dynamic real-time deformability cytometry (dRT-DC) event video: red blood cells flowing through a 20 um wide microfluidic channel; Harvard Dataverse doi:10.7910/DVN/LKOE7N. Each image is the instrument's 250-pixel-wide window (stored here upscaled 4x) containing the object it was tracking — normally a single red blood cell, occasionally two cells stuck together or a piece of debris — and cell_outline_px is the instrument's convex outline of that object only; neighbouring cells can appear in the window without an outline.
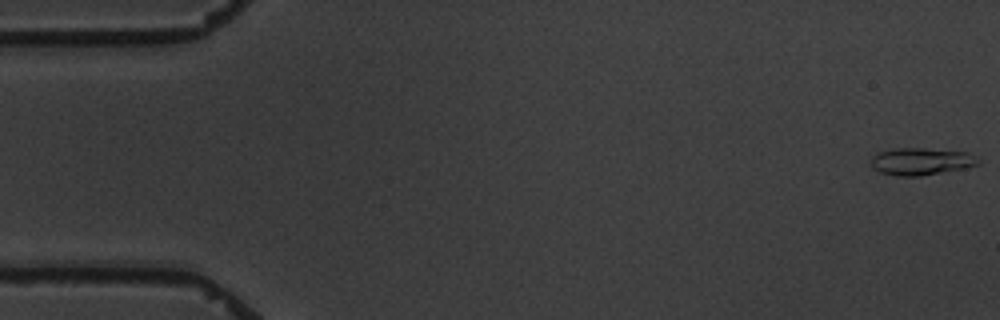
{"species": "common noctule bat (a hibernating species)", "species_latin": "Nyctalus noctula", "temperature_condition": "warm", "stored_images_in_passage": 9, "camera_frame_rate_fps": 3000, "um_per_image_px": 0.085, "animal": {"sex": "male", "body_mass_g": 19.5, "forearm_length_mm": 54.6}, "frame": {"image": 1, "passage_image": 1, "time_ms": 0.0, "image_size_px": [1000, 320], "cell_outline_px": [[980, 164], [964, 168], [920, 176], [896, 176], [880, 172], [872, 164], [872, 156], [876, 152], [892, 148], [924, 148], [968, 152], [976, 156], [980, 160]], "centroid_in_image_um": [78.31, 13.71], "position_along_channel_um": 6.7, "area_um2": 17.05}}
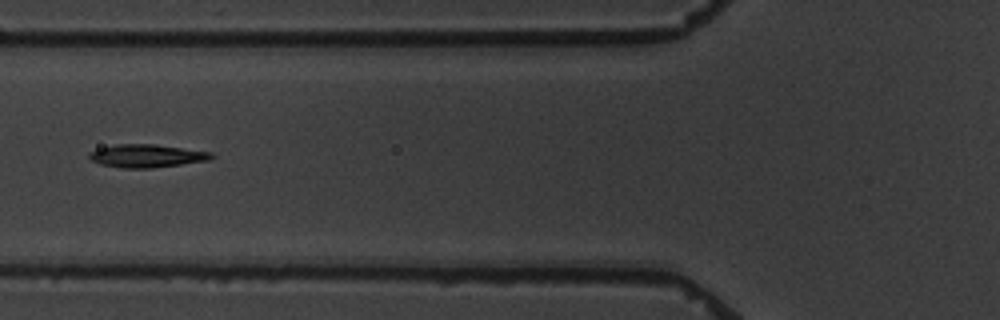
{"frame": {"image": 2, "passage_image": 7, "time_ms": 7.0, "image_size_px": [1000, 320], "cell_outline_px": [[216, 156], [208, 160], [152, 168], [124, 168], [100, 164], [92, 160], [88, 156], [92, 152], [100, 148], [116, 144], [156, 144], [212, 152]], "centroid_in_image_um": [12.51, 13.24], "position_along_channel_um": 113.3, "area_um2": 16.24}}
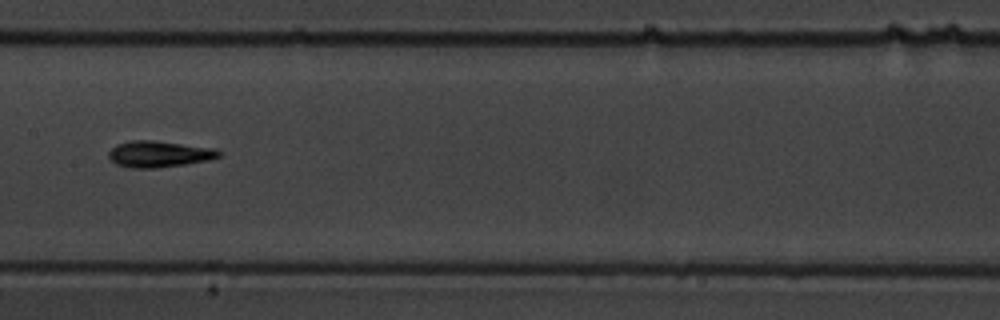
{"frame": {"image": 3, "passage_image": 9, "time_ms": 9.333, "image_size_px": [1000, 320], "cell_outline_px": [[220, 156], [208, 160], [184, 164], [156, 168], [132, 168], [116, 164], [108, 156], [108, 152], [116, 144], [132, 140], [152, 140], [216, 148], [220, 152]], "centroid_in_image_um": [13.5, 13.09], "position_along_channel_um": 193.9, "area_um2": 16.82}}